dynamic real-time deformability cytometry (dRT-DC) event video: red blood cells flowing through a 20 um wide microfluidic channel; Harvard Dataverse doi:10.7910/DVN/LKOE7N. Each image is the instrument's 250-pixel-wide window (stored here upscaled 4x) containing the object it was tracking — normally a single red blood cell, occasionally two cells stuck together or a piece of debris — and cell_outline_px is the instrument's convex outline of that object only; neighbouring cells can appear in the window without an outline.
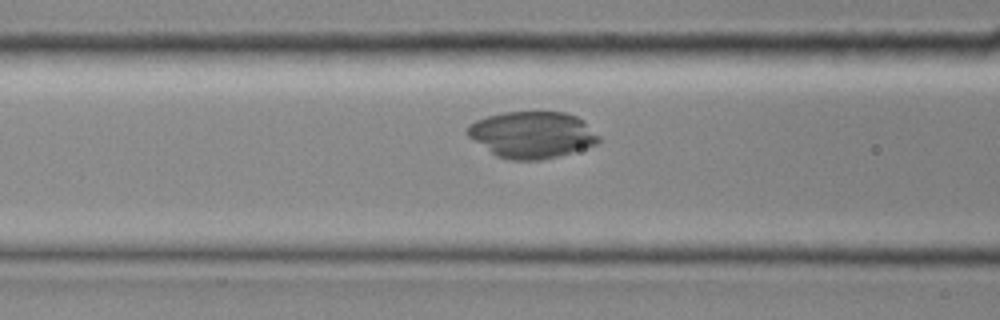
{"species": "common noctule bat (a hibernating species)", "species_latin": "Nyctalus noctula", "temperature_condition": "room temperature", "stored_images_in_passage": 40, "camera_frame_rate_fps": 3000, "um_per_image_px": 0.085, "animal": {"sex": "female", "body_mass_g": 19.0, "forearm_length_mm": 51.5}, "frame": {"image": 1, "passage_image": 17, "time_ms": 5.333, "image_size_px": [1000, 320], "cell_outline_px": [[600, 140], [596, 144], [572, 152], [540, 160], [508, 160], [496, 156], [472, 140], [464, 132], [468, 124], [476, 120], [488, 116], [504, 112], [564, 112], [576, 116], [600, 136]], "centroid_in_image_um": [45.17, 11.46], "position_along_channel_um": 121.4, "area_um2": 35.6}}
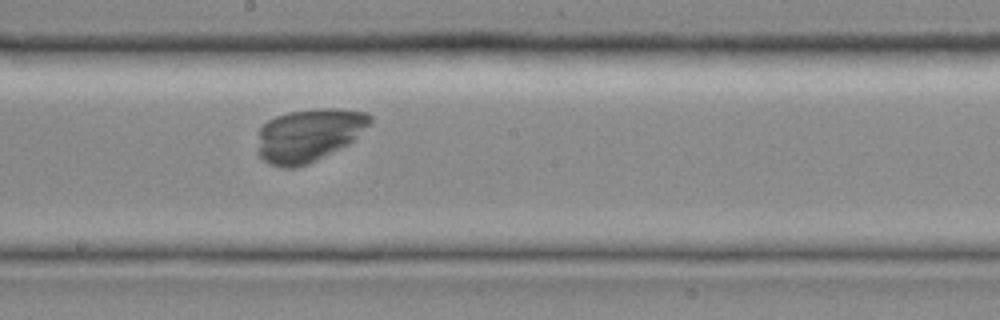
{"frame": {"image": 2, "passage_image": 24, "time_ms": 7.667, "image_size_px": [1000, 320], "cell_outline_px": [[372, 124], [348, 144], [308, 164], [292, 168], [284, 168], [268, 164], [256, 152], [256, 148], [260, 128], [268, 120], [276, 116], [288, 112], [316, 108], [340, 108], [368, 112], [372, 116]], "centroid_in_image_um": [26.25, 11.47], "position_along_channel_um": 221.9, "area_um2": 35.14}}
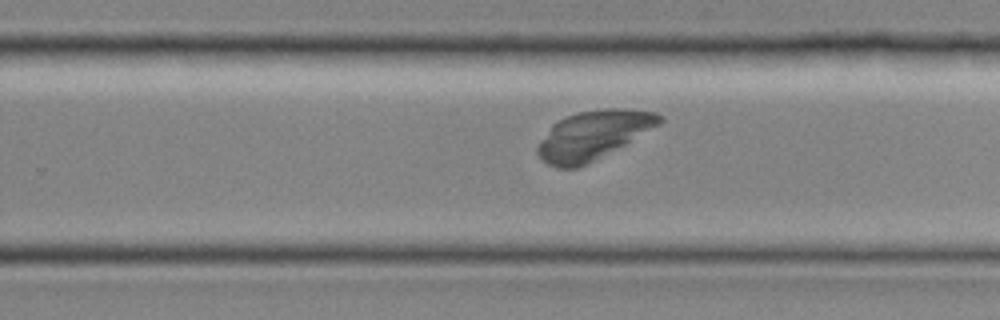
{"frame": {"image": 3, "passage_image": 28, "time_ms": 9.0, "image_size_px": [1000, 320], "cell_outline_px": [[664, 120], [660, 124], [624, 144], [576, 168], [556, 168], [548, 164], [536, 152], [536, 148], [540, 140], [552, 124], [564, 116], [576, 112], [604, 108], [624, 108], [656, 112], [664, 116]], "centroid_in_image_um": [50.4, 11.45], "position_along_channel_um": 279.4, "area_um2": 34.28}}